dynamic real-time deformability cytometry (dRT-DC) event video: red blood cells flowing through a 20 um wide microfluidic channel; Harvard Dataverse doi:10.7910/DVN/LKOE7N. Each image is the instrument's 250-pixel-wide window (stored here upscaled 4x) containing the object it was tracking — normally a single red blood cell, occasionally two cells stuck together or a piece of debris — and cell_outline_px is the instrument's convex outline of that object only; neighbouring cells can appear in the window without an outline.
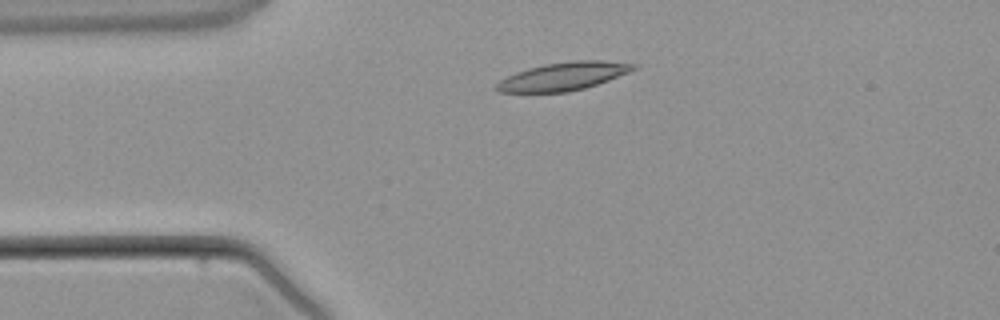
{"species": "common noctule bat (a hibernating species)", "species_latin": "Nyctalus noctula", "temperature_condition": "warm", "stored_images_in_passage": 2, "camera_frame_rate_fps": 3000, "um_per_image_px": 0.085, "animal": {"sex": "male", "body_mass_g": 21.5, "forearm_length_mm": 52.0}, "frame": {"image": 1, "passage_image": 1, "time_ms": 0.0, "image_size_px": [1000, 320], "cell_outline_px": [[636, 68], [628, 72], [608, 80], [584, 88], [568, 92], [500, 92], [496, 88], [496, 84], [500, 80], [516, 72], [528, 68], [544, 64], [572, 60], [604, 60], [636, 64]], "centroid_in_image_um": [47.88, 6.48], "position_along_channel_um": 37.1, "area_um2": 22.2}}
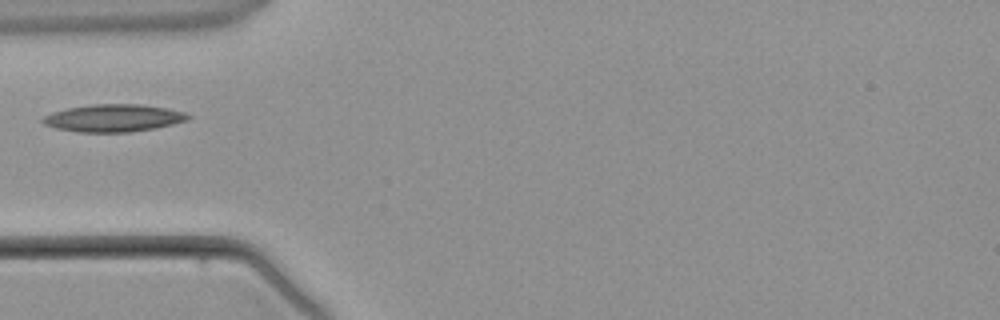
{"frame": {"image": 2, "passage_image": 2, "time_ms": 1.333, "image_size_px": [1000, 320], "cell_outline_px": [[192, 116], [188, 120], [156, 128], [128, 132], [76, 132], [56, 128], [44, 124], [40, 120], [44, 116], [52, 112], [68, 108], [92, 104], [140, 104], [168, 108], [184, 112]], "centroid_in_image_um": [9.65, 10.03], "position_along_channel_um": 75.4, "area_um2": 23.29}}